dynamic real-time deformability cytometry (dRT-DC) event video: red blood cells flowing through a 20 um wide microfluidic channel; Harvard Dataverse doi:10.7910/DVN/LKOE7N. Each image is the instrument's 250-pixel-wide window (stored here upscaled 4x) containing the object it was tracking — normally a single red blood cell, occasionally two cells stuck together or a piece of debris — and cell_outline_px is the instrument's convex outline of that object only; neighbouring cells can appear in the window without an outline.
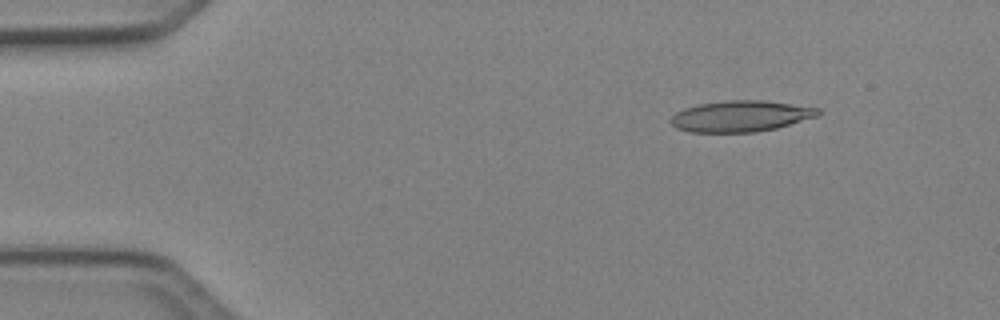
{"species": "Egyptian fruit bat (a non-hibernating species)", "species_latin": "Rousettus aegyptiacus", "temperature_condition": "cold", "stored_images_in_passage": 4, "camera_frame_rate_fps": 3000, "um_per_image_px": 0.085, "animal": {"sex": "female"}, "frame": {"image": 1, "passage_image": 2, "time_ms": 0.333, "image_size_px": [1000, 320], "cell_outline_px": [[820, 116], [776, 128], [756, 132], [692, 132], [676, 128], [668, 120], [676, 112], [684, 108], [700, 104], [724, 100], [764, 100], [820, 108]], "centroid_in_image_um": [62.97, 9.87], "position_along_channel_um": 22.0, "area_um2": 26.82}}